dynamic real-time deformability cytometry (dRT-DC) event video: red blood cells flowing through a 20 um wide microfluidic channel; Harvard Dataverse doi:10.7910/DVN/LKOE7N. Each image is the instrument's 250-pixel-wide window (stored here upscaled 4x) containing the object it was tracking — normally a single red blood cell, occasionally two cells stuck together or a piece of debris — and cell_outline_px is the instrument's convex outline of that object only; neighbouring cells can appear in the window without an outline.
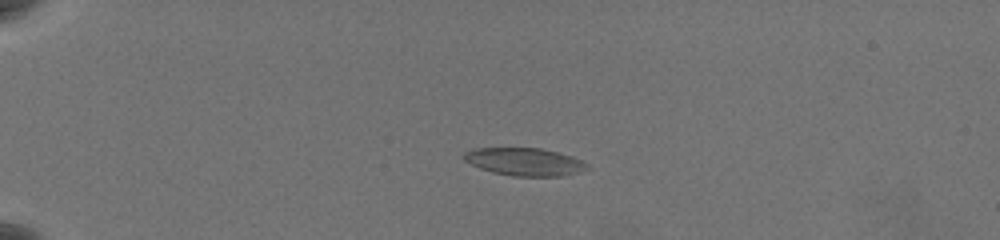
{"species": "common noctule bat (a hibernating species)", "species_latin": "Nyctalus noctula", "temperature_condition": "warm", "stored_images_in_passage": 46, "camera_frame_rate_fps": 3000, "um_per_image_px": 0.085, "animal": {"sex": "female", "body_mass_g": 19.5, "forearm_length_mm": 54.1}, "frame": {"image": 1, "passage_image": 1, "time_ms": 0.0, "image_size_px": [1000, 240], "cell_outline_px": [[588, 168], [564, 176], [512, 176], [492, 172], [480, 168], [464, 160], [460, 156], [464, 152], [476, 148], [540, 148], [572, 156], [584, 160], [588, 164]], "centroid_in_image_um": [44.57, 13.75], "position_along_channel_um": 40.4, "area_um2": 19.94}}
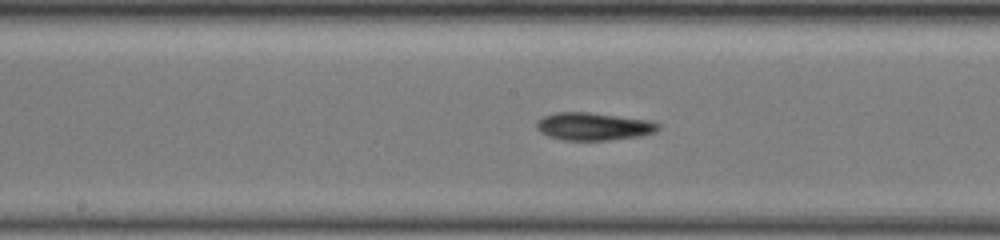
{"frame": {"image": 2, "passage_image": 20, "time_ms": 6.333, "image_size_px": [1000, 240], "cell_outline_px": [[660, 128], [656, 132], [640, 136], [608, 140], [564, 140], [548, 136], [540, 132], [536, 128], [536, 120], [544, 116], [556, 112], [588, 112], [652, 120], [660, 124]], "centroid_in_image_um": [50.46, 10.74], "position_along_channel_um": 197.7, "area_um2": 19.83}}
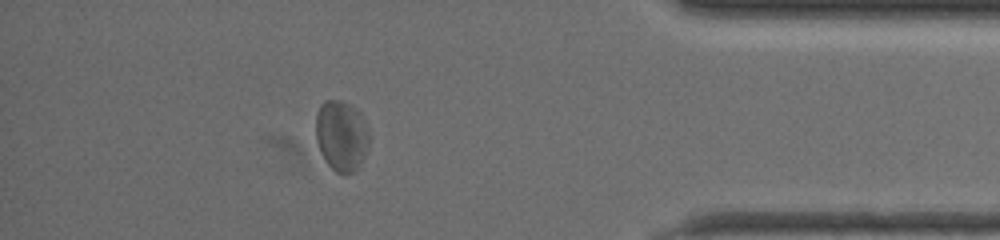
{"frame": {"image": 3, "passage_image": 40, "time_ms": 13.0, "image_size_px": [1000, 240], "cell_outline_px": [[368, 148], [360, 168], [356, 172], [344, 176], [336, 172], [324, 160], [320, 152], [316, 140], [316, 112], [320, 104], [324, 100], [340, 100], [356, 108], [364, 116], [368, 128]], "centroid_in_image_um": [29.04, 11.56], "position_along_channel_um": 406.2, "area_um2": 22.66}, "authors_computed_cell_mechanics": {"area_um2": 19.5653, "velocity_mm_per_s": 3.5351, "shape_relaxation_time_tau1_ms": null, "shape_relaxation_time_tau2_ms": 1.4599, "deformation_change_tau1": null, "deformation_change_tau2": 0.079}}